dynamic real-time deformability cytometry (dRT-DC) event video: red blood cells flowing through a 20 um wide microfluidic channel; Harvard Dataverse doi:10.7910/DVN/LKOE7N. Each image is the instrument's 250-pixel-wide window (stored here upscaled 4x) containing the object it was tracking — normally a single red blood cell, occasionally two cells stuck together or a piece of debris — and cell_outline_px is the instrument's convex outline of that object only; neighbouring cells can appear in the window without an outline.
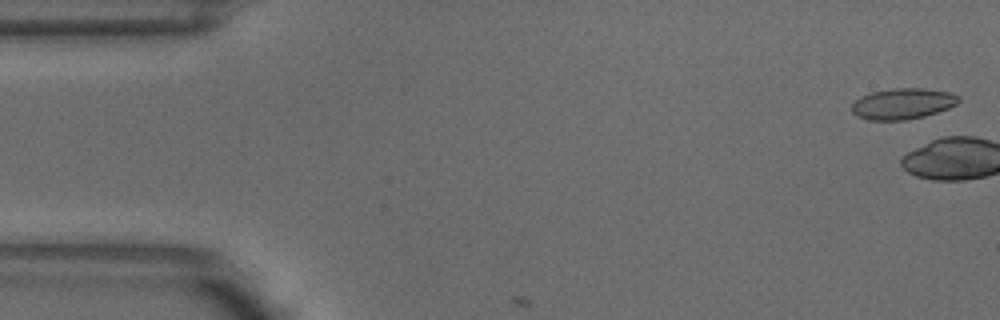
{"species": "common noctule bat (a hibernating species)", "species_latin": "Nyctalus noctula", "temperature_condition": "warm", "stored_images_in_passage": 2, "camera_frame_rate_fps": 3000, "um_per_image_px": 0.085, "animal": {"sex": "male", "body_mass_g": 18.8}, "frame": {"image": 1, "passage_image": 1, "time_ms": 0.0, "image_size_px": [1000, 320], "cell_outline_px": [[960, 100], [956, 104], [948, 108], [924, 116], [904, 120], [868, 120], [856, 116], [852, 112], [852, 104], [860, 96], [872, 92], [892, 88], [924, 88], [948, 92], [960, 96]], "centroid_in_image_um": [76.71, 8.81], "position_along_channel_um": 8.3, "area_um2": 19.25}}